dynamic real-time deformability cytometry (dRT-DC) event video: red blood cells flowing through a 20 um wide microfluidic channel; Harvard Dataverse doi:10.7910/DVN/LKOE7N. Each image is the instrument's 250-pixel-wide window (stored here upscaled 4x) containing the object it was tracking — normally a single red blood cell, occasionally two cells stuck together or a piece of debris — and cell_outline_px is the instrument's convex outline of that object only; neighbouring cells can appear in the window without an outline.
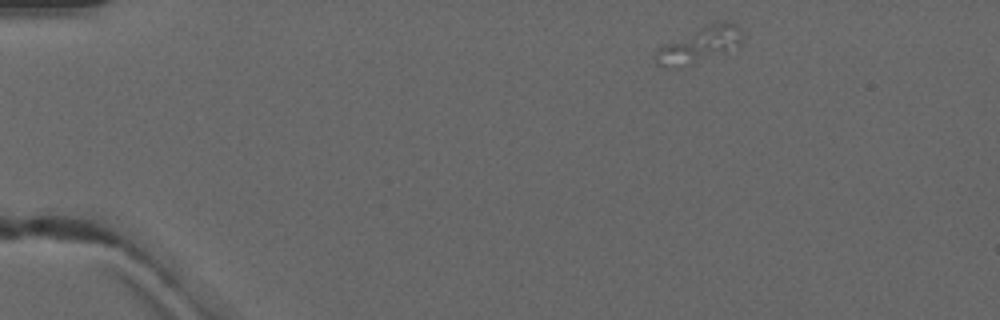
{"species": "common noctule bat (a hibernating species)", "species_latin": "Nyctalus noctula", "temperature_condition": "warm", "stored_images_in_passage": 4, "camera_frame_rate_fps": 3000, "um_per_image_px": 0.085, "animal": {"sex": "male", "forearm_length_mm": 52.5}, "frame": {"image": 1, "passage_image": 1, "time_ms": 0.0, "image_size_px": [1000, 320], "cell_outline_px": [[740, 48], [668, 68], [656, 64], [656, 56], [660, 48], [708, 24], [720, 20], [736, 24], [740, 28]], "centroid_in_image_um": [59.55, 3.77], "position_along_channel_um": 25.4, "area_um2": 16.7}}